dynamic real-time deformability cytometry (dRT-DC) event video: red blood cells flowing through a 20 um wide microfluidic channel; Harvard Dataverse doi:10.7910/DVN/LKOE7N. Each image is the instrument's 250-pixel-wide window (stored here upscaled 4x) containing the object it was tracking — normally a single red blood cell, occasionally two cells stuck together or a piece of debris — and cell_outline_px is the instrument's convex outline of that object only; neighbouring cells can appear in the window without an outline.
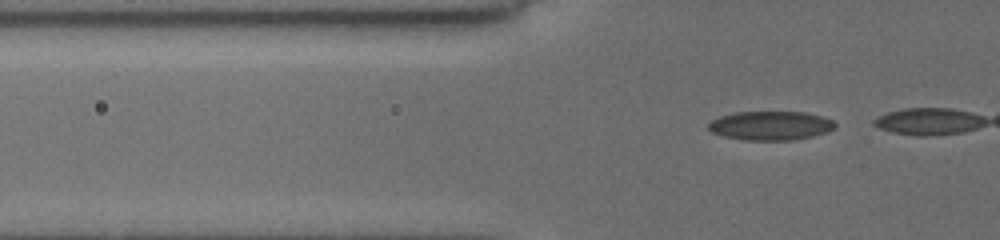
{"species": "common noctule bat (a hibernating species)", "species_latin": "Nyctalus noctula", "temperature_condition": "cold", "stored_images_in_passage": 18, "camera_frame_rate_fps": 3000, "um_per_image_px": 0.085, "animal": {"sex": "female", "body_mass_g": 19.5, "forearm_length_mm": 54.1}, "frame": {"image": 1, "passage_image": 15, "time_ms": 4.667, "image_size_px": [1000, 240], "cell_outline_px": [[836, 128], [812, 136], [792, 140], [748, 140], [724, 136], [712, 132], [708, 128], [708, 124], [712, 120], [720, 116], [736, 112], [804, 112], [820, 116], [832, 120], [836, 124]], "centroid_in_image_um": [65.49, 10.67], "position_along_channel_um": 60.3, "area_um2": 21.15}}